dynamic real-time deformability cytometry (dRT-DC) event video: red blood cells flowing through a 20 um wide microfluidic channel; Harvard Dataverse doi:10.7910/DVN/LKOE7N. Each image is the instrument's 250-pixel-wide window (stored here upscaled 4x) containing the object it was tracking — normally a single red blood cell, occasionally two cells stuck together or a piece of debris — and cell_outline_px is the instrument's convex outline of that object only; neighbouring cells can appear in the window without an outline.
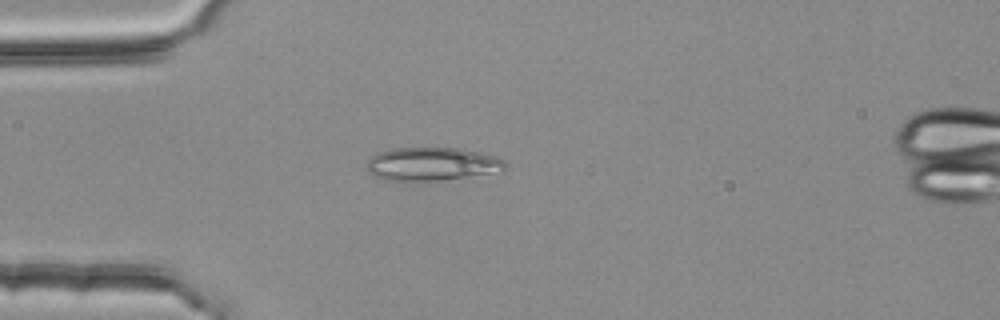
{"species": "common noctule bat (a hibernating species)", "species_latin": "Nyctalus noctula", "temperature_condition": "room temperature", "stored_images_in_passage": 2, "camera_frame_rate_fps": 3000, "um_per_image_px": 0.085, "animal": {"sex": "female", "body_mass_g": 25.1}, "frame": {"image": 1, "passage_image": 1, "time_ms": 0.0, "image_size_px": [1000, 320], "cell_outline_px": [[508, 168], [504, 172], [440, 180], [384, 180], [368, 172], [368, 160], [372, 156], [380, 152], [392, 148], [464, 148], [496, 156], [504, 160], [508, 164]], "centroid_in_image_um": [36.82, 13.94], "position_along_channel_um": 48.2, "area_um2": 27.05}}